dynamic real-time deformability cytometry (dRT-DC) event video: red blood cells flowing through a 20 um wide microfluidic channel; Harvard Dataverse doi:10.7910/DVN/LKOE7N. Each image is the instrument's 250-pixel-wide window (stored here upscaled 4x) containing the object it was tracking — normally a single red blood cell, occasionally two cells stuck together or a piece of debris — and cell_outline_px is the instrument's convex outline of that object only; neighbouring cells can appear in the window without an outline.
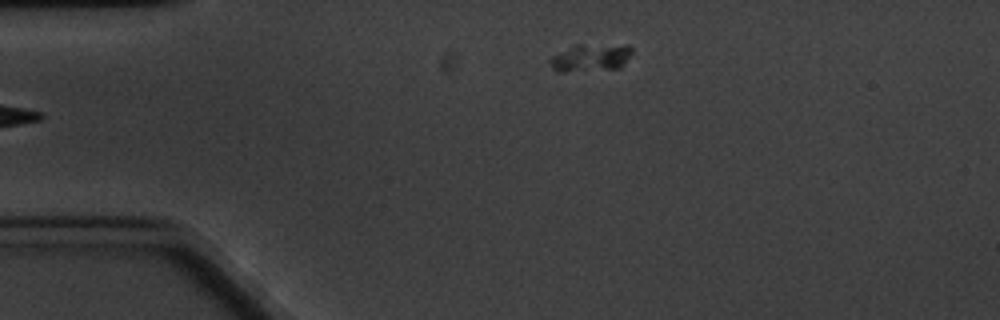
{"species": "common noctule bat (a hibernating species)", "species_latin": "Nyctalus noctula", "temperature_condition": "cold", "stored_images_in_passage": 5, "segment_of_instrument_passage": [2, 2], "camera_frame_rate_fps": 3000, "um_per_image_px": 0.085, "animal": {"sex": "male", "body_mass_g": 20.1, "forearm_length_mm": 53.5}, "frame": {"image": 1, "passage_image": 5, "time_ms": 4.667, "image_size_px": [1000, 320], "cell_outline_px": [[632, 52], [620, 68], [564, 72], [556, 72], [552, 68], [548, 60], [552, 56], [576, 44], [628, 44], [632, 48]], "centroid_in_image_um": [50.2, 4.89], "position_along_channel_um": 34.8, "area_um2": 13.35}}